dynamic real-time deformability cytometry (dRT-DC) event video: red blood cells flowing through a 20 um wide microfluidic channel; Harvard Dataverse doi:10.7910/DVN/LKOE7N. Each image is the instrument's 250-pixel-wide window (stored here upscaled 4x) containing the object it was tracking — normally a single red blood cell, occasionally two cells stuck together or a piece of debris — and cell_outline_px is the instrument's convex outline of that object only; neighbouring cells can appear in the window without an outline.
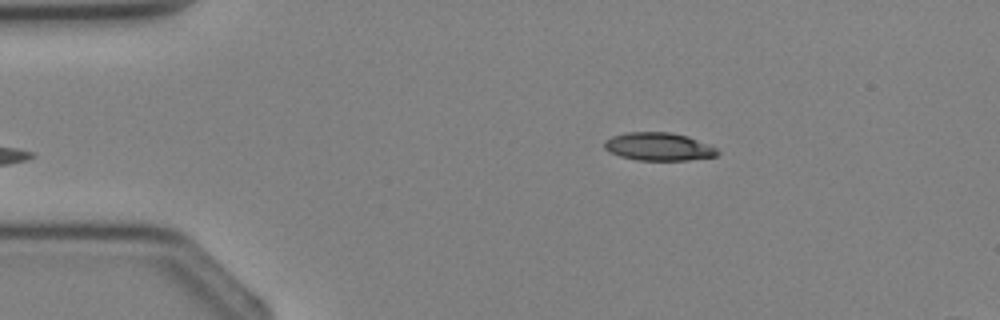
{"species": "Egyptian fruit bat (a non-hibernating species)", "species_latin": "Rousettus aegyptiacus", "temperature_condition": "cold", "stored_images_in_passage": 2, "camera_frame_rate_fps": 3000, "um_per_image_px": 0.085, "animal": {"sex": "female"}, "frame": {"image": 1, "passage_image": 2, "time_ms": 1.333, "image_size_px": [1000, 320], "cell_outline_px": [[720, 152], [716, 156], [688, 160], [636, 160], [620, 156], [608, 152], [604, 148], [604, 140], [612, 136], [628, 132], [672, 132], [688, 136], [716, 148]], "centroid_in_image_um": [55.95, 12.46], "position_along_channel_um": 29.0, "area_um2": 18.5}}